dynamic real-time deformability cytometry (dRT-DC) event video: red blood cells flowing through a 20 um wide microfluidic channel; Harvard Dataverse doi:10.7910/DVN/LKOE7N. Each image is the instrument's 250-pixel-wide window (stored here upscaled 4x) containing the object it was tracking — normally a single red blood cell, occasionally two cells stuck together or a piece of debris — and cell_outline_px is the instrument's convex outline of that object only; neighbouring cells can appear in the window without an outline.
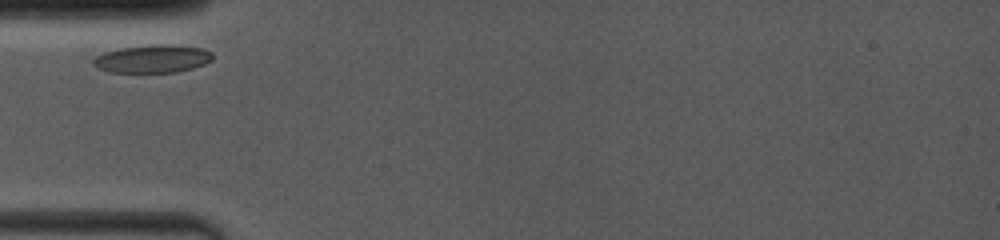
{"species": "common noctule bat (a hibernating species)", "species_latin": "Nyctalus noctula", "temperature_condition": "room temperature", "stored_images_in_passage": 13, "camera_frame_rate_fps": 4000, "um_per_image_px": 0.085, "animal": {"sex": "female", "body_mass_g": 19.0, "forearm_length_mm": 53.3}, "frame": {"image": 1, "passage_image": 1, "time_ms": 0.0, "image_size_px": [1000, 240], "cell_outline_px": [[212, 60], [204, 64], [192, 68], [176, 72], [108, 72], [96, 68], [92, 64], [92, 60], [96, 56], [104, 52], [120, 48], [152, 44], [172, 44], [204, 48], [212, 52]], "centroid_in_image_um": [12.95, 4.99], "position_along_channel_um": 72.0, "area_um2": 19.65}}
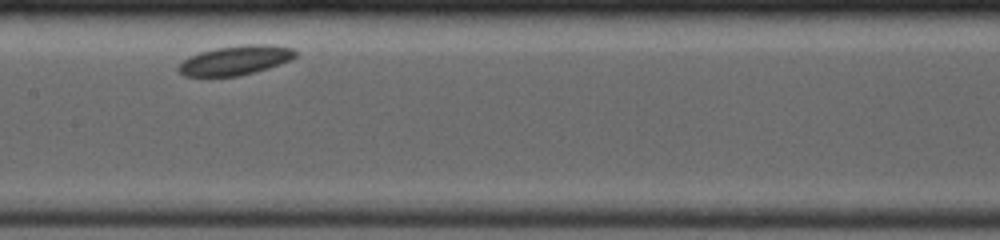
{"frame": {"image": 2, "passage_image": 6, "time_ms": 3.25, "image_size_px": [1000, 240], "cell_outline_px": [[296, 56], [280, 64], [268, 68], [236, 76], [184, 76], [176, 68], [188, 56], [200, 52], [216, 48], [244, 44], [272, 44], [292, 48], [296, 52]], "centroid_in_image_um": [20.0, 5.11], "position_along_channel_um": 187.4, "area_um2": 19.88}}
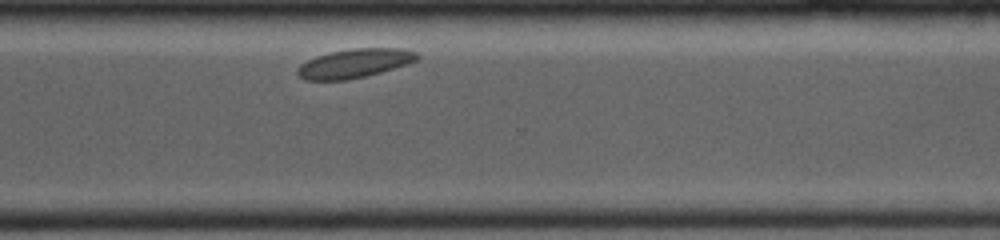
{"frame": {"image": 3, "passage_image": 13, "time_ms": 7.5, "image_size_px": [1000, 240], "cell_outline_px": [[420, 56], [416, 60], [380, 72], [348, 80], [304, 80], [296, 72], [300, 64], [316, 56], [332, 52], [352, 48], [404, 48], [416, 52]], "centroid_in_image_um": [30.11, 5.38], "position_along_channel_um": 340.5, "area_um2": 19.94}}